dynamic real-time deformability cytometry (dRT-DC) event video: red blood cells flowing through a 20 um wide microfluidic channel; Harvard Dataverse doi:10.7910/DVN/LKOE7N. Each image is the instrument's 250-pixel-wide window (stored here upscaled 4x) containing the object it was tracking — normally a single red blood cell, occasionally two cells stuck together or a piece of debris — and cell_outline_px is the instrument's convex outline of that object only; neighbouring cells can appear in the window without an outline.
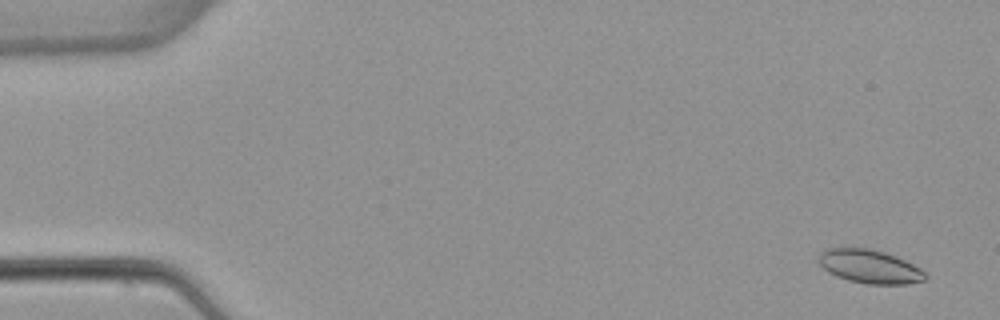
{"species": "common noctule bat (a hibernating species)", "species_latin": "Nyctalus noctula", "temperature_condition": "warm", "stored_images_in_passage": 5, "camera_frame_rate_fps": 3000, "um_per_image_px": 0.085, "animal": {"sex": "female", "body_mass_g": 22.7, "forearm_length_mm": 54.2}, "frame": {"image": 1, "passage_image": 1, "time_ms": 0.0, "image_size_px": [1000, 320], "cell_outline_px": [[928, 276], [924, 280], [908, 284], [868, 284], [848, 280], [836, 276], [828, 272], [816, 260], [820, 252], [828, 248], [868, 248], [884, 252], [896, 256], [920, 268]], "centroid_in_image_um": [73.9, 22.65], "position_along_channel_um": 11.1, "area_um2": 20.87}}
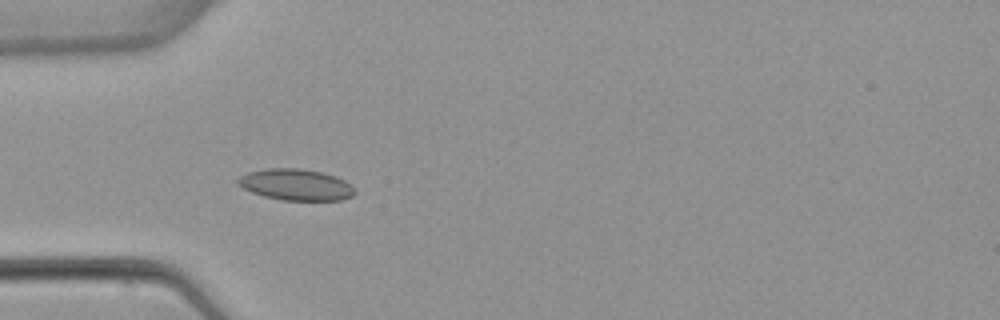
{"frame": {"image": 2, "passage_image": 4, "time_ms": 4.667, "image_size_px": [1000, 320], "cell_outline_px": [[356, 192], [352, 196], [340, 200], [280, 200], [264, 196], [252, 192], [236, 184], [236, 180], [240, 176], [248, 172], [268, 168], [300, 168], [320, 172], [336, 176], [352, 184], [356, 188]], "centroid_in_image_um": [25.17, 15.69], "position_along_channel_um": 59.8, "area_um2": 21.44}}
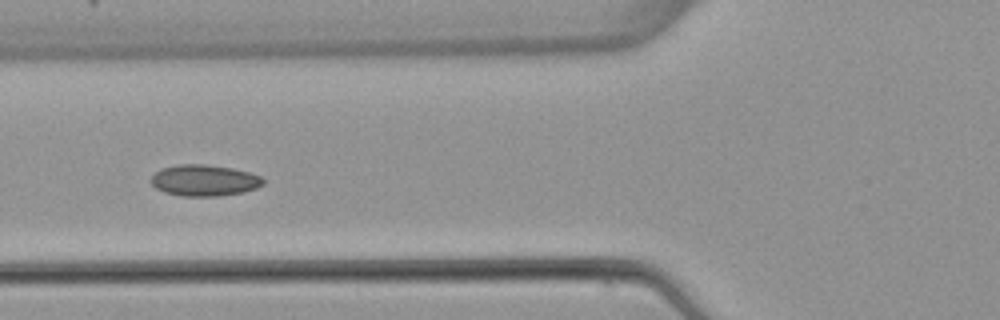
{"frame": {"image": 3, "passage_image": 5, "time_ms": 6.0, "image_size_px": [1000, 320], "cell_outline_px": [[264, 184], [256, 188], [244, 192], [216, 196], [180, 196], [164, 192], [156, 188], [148, 180], [160, 168], [180, 164], [204, 164], [232, 168], [248, 172], [260, 176], [264, 180]], "centroid_in_image_um": [17.34, 15.33], "position_along_channel_um": 108.5, "area_um2": 20.52}}